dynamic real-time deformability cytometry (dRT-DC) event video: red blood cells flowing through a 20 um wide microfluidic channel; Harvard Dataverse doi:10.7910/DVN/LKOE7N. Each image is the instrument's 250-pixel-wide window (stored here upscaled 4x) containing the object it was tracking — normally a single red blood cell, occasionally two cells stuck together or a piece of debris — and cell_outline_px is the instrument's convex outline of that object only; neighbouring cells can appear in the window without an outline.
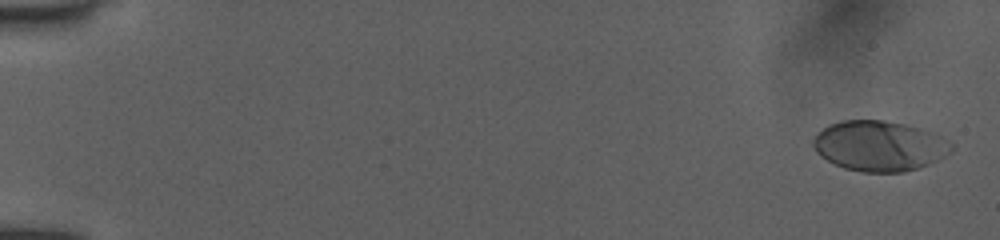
{"species": "human", "species_latin": "Homo sapiens", "temperature_condition": "room temperature", "stored_images_in_passage": 34, "camera_frame_rate_fps": 3000, "um_per_image_px": 0.085, "donor": {"sex": "female"}, "frame": {"image": 1, "passage_image": 2, "time_ms": 0.333, "image_size_px": [1000, 240], "cell_outline_px": [[952, 152], [928, 164], [916, 168], [900, 172], [860, 172], [844, 168], [820, 156], [816, 152], [812, 144], [812, 140], [816, 132], [828, 124], [840, 120], [884, 120], [904, 124], [920, 128], [940, 136], [952, 144]], "centroid_in_image_um": [74.69, 12.39], "position_along_channel_um": 10.3, "area_um2": 40.46}}
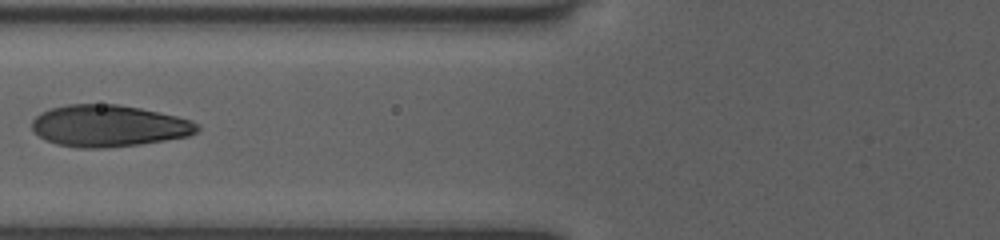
{"frame": {"image": 2, "passage_image": 22, "time_ms": 7.333, "image_size_px": [1000, 240], "cell_outline_px": [[200, 128], [196, 132], [188, 136], [140, 144], [104, 148], [80, 148], [56, 144], [44, 140], [32, 128], [32, 120], [40, 112], [52, 108], [68, 104], [116, 104], [140, 108], [176, 116], [192, 120], [200, 124]], "centroid_in_image_um": [9.24, 10.7], "position_along_channel_um": 116.6, "area_um2": 40.17}}
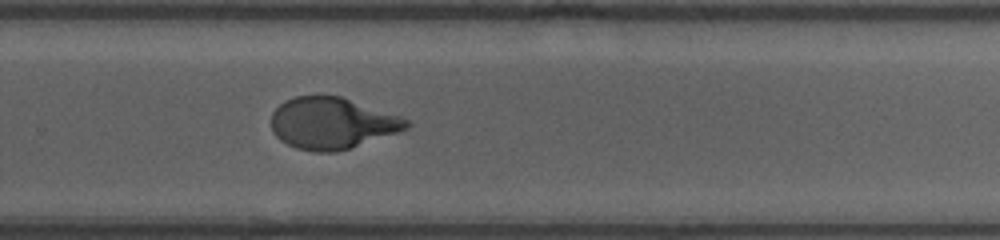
{"frame": {"image": 3, "passage_image": 34, "time_ms": 12.0, "image_size_px": [1000, 240], "cell_outline_px": [[412, 124], [408, 128], [336, 152], [316, 152], [296, 148], [280, 140], [272, 132], [272, 112], [284, 100], [296, 96], [340, 96], [400, 116], [408, 120]], "centroid_in_image_um": [28.18, 10.47], "position_along_channel_um": 301.6, "area_um2": 40.11}}